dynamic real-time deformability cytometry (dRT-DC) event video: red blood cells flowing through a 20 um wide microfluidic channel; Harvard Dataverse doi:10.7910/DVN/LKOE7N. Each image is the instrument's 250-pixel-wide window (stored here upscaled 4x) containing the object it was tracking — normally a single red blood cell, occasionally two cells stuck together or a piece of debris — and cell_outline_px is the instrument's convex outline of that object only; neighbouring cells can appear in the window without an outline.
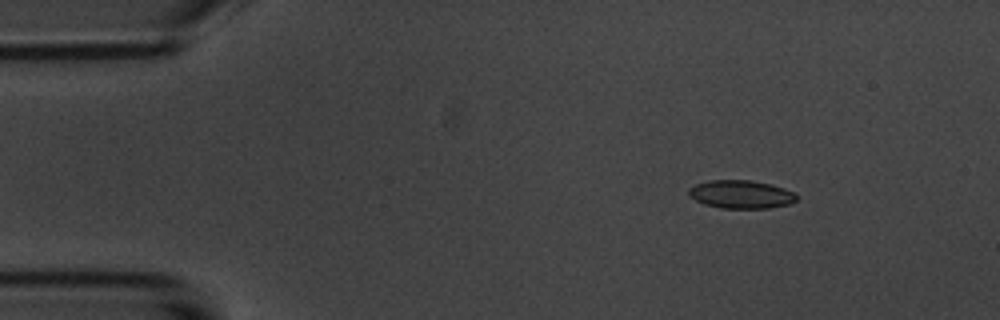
{"species": "common noctule bat (a hibernating species)", "species_latin": "Nyctalus noctula", "temperature_condition": "room temperature", "stored_images_in_passage": 5, "camera_frame_rate_fps": 3000, "um_per_image_px": 0.085, "animal": {"sex": "male", "body_mass_g": 20.1, "forearm_length_mm": 53.5}, "frame": {"image": 1, "passage_image": 3, "time_ms": 2.0, "image_size_px": [1000, 320], "cell_outline_px": [[796, 200], [788, 204], [768, 208], [720, 208], [704, 204], [688, 196], [688, 188], [696, 184], [708, 180], [748, 180], [772, 184], [784, 188], [792, 192], [796, 196]], "centroid_in_image_um": [62.94, 16.51], "position_along_channel_um": 22.1, "area_um2": 17.69}}
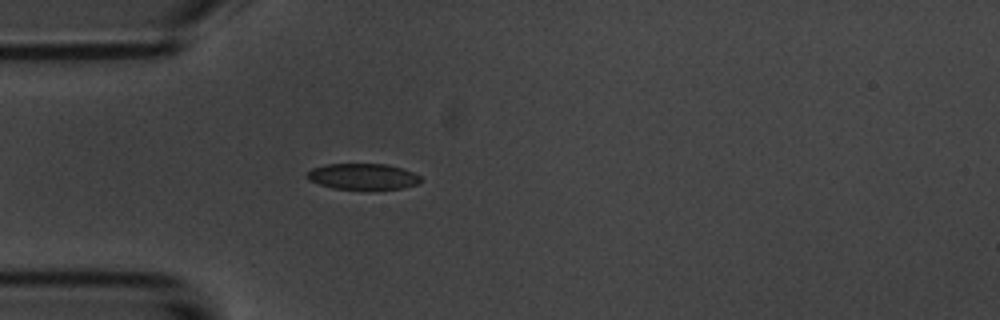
{"frame": {"image": 2, "passage_image": 5, "time_ms": 4.667, "image_size_px": [1000, 320], "cell_outline_px": [[420, 180], [416, 184], [404, 188], [332, 188], [308, 180], [304, 176], [312, 168], [324, 164], [388, 164], [412, 172], [420, 176]], "centroid_in_image_um": [30.78, 14.98], "position_along_channel_um": 54.2, "area_um2": 16.88}}